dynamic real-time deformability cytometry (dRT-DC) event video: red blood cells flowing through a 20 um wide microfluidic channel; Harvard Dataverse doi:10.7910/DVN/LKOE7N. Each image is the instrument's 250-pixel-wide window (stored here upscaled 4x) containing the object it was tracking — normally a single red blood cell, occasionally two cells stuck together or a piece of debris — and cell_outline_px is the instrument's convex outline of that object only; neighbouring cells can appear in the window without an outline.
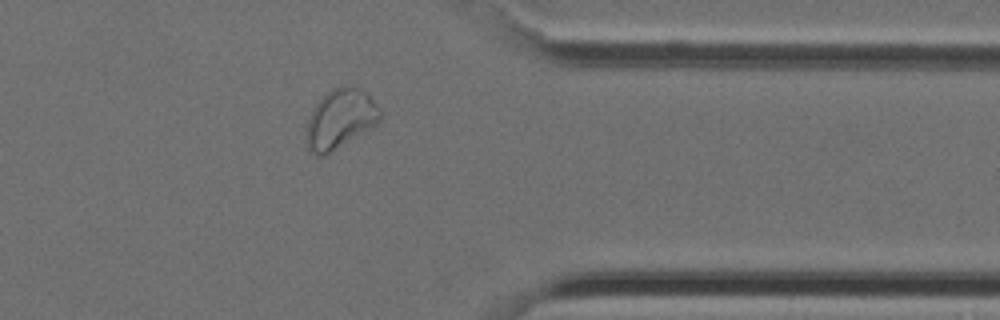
{"species": "Egyptian fruit bat (a non-hibernating species)", "species_latin": "Rousettus aegyptiacus", "temperature_condition": "cold", "stored_images_in_passage": 30, "camera_frame_rate_fps": 3000, "um_per_image_px": 0.085, "animal": {"sex": "female"}, "frame": {"image": 1, "passage_image": 22, "time_ms": 7.0, "image_size_px": [1000, 320], "cell_outline_px": [[380, 120], [376, 124], [324, 156], [316, 156], [308, 148], [304, 136], [308, 120], [312, 108], [332, 88], [360, 88], [368, 92], [380, 108]], "centroid_in_image_um": [28.9, 10.13], "position_along_channel_um": 382.5, "area_um2": 25.2}}